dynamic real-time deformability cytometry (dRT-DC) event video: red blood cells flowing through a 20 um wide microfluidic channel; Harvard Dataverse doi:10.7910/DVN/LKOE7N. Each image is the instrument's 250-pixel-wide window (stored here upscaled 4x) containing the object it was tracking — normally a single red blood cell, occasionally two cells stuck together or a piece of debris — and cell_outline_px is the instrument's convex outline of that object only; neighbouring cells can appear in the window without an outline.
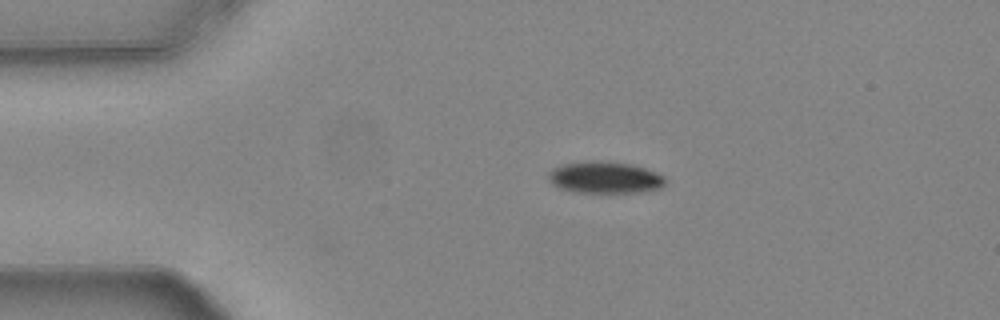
{"species": "common noctule bat (a hibernating species)", "species_latin": "Nyctalus noctula", "temperature_condition": "warm", "stored_images_in_passage": 44, "camera_frame_rate_fps": 3000, "um_per_image_px": 0.085, "animal": {"sex": "female", "body_mass_g": 24.6, "forearm_length_mm": 56.2}, "frame": {"image": 1, "passage_image": 1, "time_ms": 0.0, "image_size_px": [1000, 320], "cell_outline_px": [[664, 184], [660, 188], [636, 192], [572, 192], [556, 188], [548, 180], [548, 172], [552, 168], [564, 164], [588, 160], [596, 160], [632, 164], [656, 172], [664, 176]], "centroid_in_image_um": [51.34, 15.08], "position_along_channel_um": 33.7, "area_um2": 21.73}}
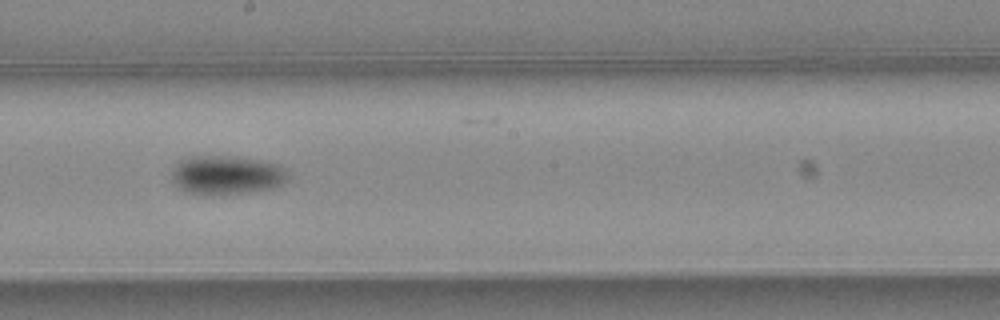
{"frame": {"image": 2, "passage_image": 20, "time_ms": 6.333, "image_size_px": [1000, 320], "cell_outline_px": [[288, 180], [272, 188], [248, 192], [220, 196], [204, 196], [184, 192], [172, 180], [172, 168], [180, 160], [188, 156], [228, 156], [260, 160], [280, 164], [288, 168]], "centroid_in_image_um": [19.25, 14.89], "position_along_channel_um": 228.9, "area_um2": 27.05}}
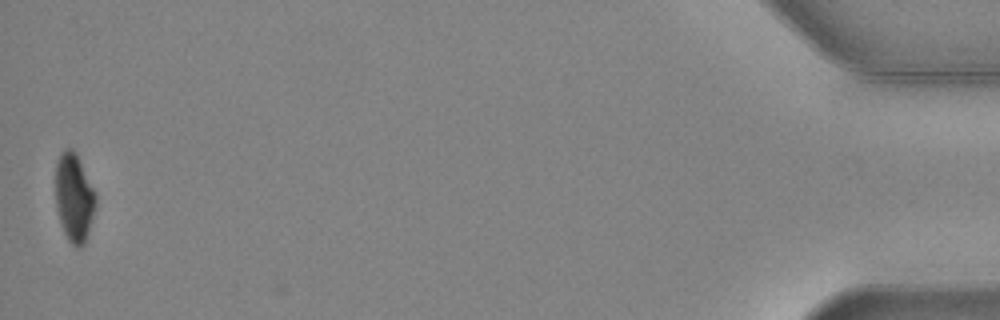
{"frame": {"image": 3, "passage_image": 44, "time_ms": 14.333, "image_size_px": [1000, 320], "cell_outline_px": [[96, 204], [84, 244], [80, 248], [76, 248], [68, 240], [60, 224], [56, 208], [56, 164], [60, 152], [64, 148], [72, 148], [76, 152], [96, 192]], "centroid_in_image_um": [6.29, 16.77], "position_along_channel_um": 428.9, "area_um2": 20.81}, "authors_computed_cell_mechanics": {"area_um2": 24.0448, "velocity_mm_per_s": 3.7413, "shape_relaxation_time_tau1_ms": 2.4497, "shape_relaxation_time_tau2_ms": null, "deformation_change_tau1": 0.1005, "deformation_change_tau2": null}}